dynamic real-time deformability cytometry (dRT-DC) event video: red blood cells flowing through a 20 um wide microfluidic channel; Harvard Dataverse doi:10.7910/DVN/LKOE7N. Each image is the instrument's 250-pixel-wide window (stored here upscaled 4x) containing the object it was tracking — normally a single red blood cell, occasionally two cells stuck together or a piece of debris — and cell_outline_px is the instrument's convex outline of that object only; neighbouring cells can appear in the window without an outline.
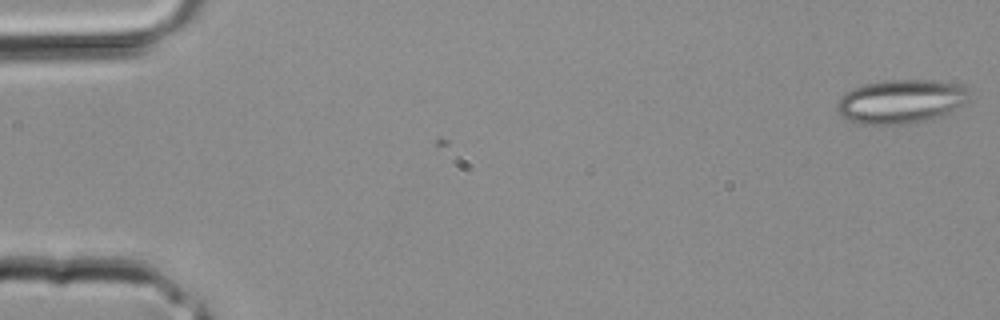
{"species": "common noctule bat (a hibernating species)", "species_latin": "Nyctalus noctula", "temperature_condition": "room temperature", "stored_images_in_passage": 2, "camera_frame_rate_fps": 3000, "um_per_image_px": 0.085, "animal": {"sex": "male", "body_mass_g": 20.4}, "frame": {"image": 1, "passage_image": 2, "time_ms": 0.333, "image_size_px": [1000, 320], "cell_outline_px": [[968, 100], [944, 116], [932, 120], [912, 124], [856, 124], [848, 120], [836, 108], [836, 100], [840, 96], [852, 88], [864, 84], [884, 80], [936, 80], [964, 84], [968, 92]], "centroid_in_image_um": [76.59, 8.63], "position_along_channel_um": 8.4, "area_um2": 34.39}}